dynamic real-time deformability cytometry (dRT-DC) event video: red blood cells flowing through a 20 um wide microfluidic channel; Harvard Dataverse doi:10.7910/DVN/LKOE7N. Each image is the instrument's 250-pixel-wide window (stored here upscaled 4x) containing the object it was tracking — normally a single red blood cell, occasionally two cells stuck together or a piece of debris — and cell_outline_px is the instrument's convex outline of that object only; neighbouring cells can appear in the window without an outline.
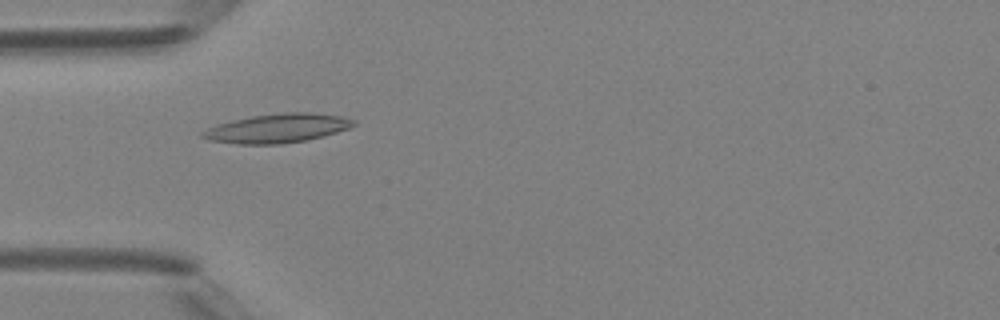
{"species": "Egyptian fruit bat (a non-hibernating species)", "species_latin": "Rousettus aegyptiacus", "temperature_condition": "room temperature", "stored_images_in_passage": 5, "camera_frame_rate_fps": 3000, "um_per_image_px": 0.085, "animal": {"sex": "female"}, "frame": {"image": 1, "passage_image": 5, "time_ms": 4.667, "image_size_px": [1000, 320], "cell_outline_px": [[356, 124], [348, 128], [324, 136], [308, 140], [280, 144], [236, 144], [208, 140], [200, 136], [200, 132], [216, 124], [252, 116], [284, 112], [312, 112], [340, 116], [356, 120]], "centroid_in_image_um": [23.56, 10.91], "position_along_channel_um": 61.4, "area_um2": 25.61}}